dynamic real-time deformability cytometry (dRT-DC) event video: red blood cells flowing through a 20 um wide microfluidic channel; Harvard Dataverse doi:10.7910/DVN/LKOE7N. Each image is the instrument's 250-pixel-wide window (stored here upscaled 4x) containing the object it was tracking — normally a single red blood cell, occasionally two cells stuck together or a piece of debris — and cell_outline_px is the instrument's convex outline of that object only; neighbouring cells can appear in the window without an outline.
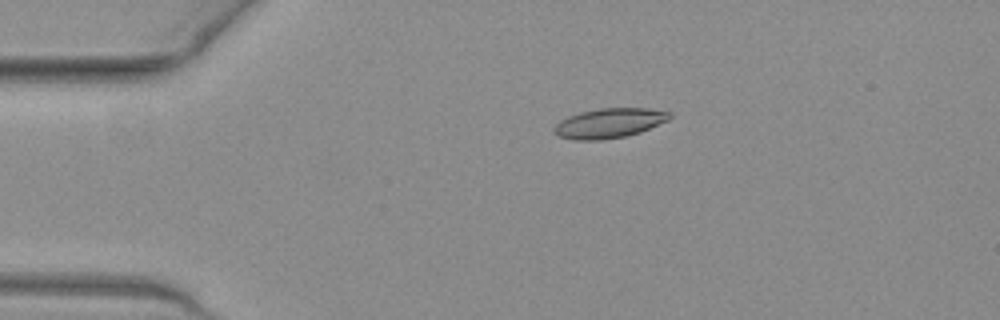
{"species": "common noctule bat (a hibernating species)", "species_latin": "Nyctalus noctula", "temperature_condition": "warm", "stored_images_in_passage": 42, "camera_frame_rate_fps": 3000, "um_per_image_px": 0.085, "animal": {"sex": "female", "body_mass_g": 19.3, "forearm_length_mm": 54.1}, "frame": {"image": 1, "passage_image": 1, "time_ms": 0.0, "image_size_px": [1000, 320], "cell_outline_px": [[672, 116], [668, 120], [640, 132], [624, 136], [600, 140], [572, 140], [560, 136], [552, 132], [552, 128], [560, 120], [568, 116], [580, 112], [600, 108], [648, 108], [672, 112]], "centroid_in_image_um": [51.77, 10.46], "position_along_channel_um": 33.2, "area_um2": 20.06}}
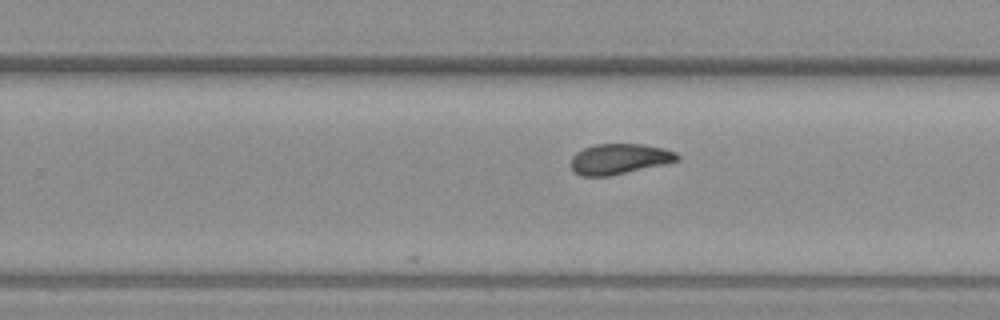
{"frame": {"image": 2, "passage_image": 23, "time_ms": 7.333, "image_size_px": [1000, 320], "cell_outline_px": [[680, 160], [664, 164], [608, 176], [580, 176], [572, 168], [572, 156], [576, 152], [584, 148], [596, 144], [644, 144], [664, 148], [676, 152], [680, 156]], "centroid_in_image_um": [52.67, 13.5], "position_along_channel_um": 277.1, "area_um2": 18.79}}
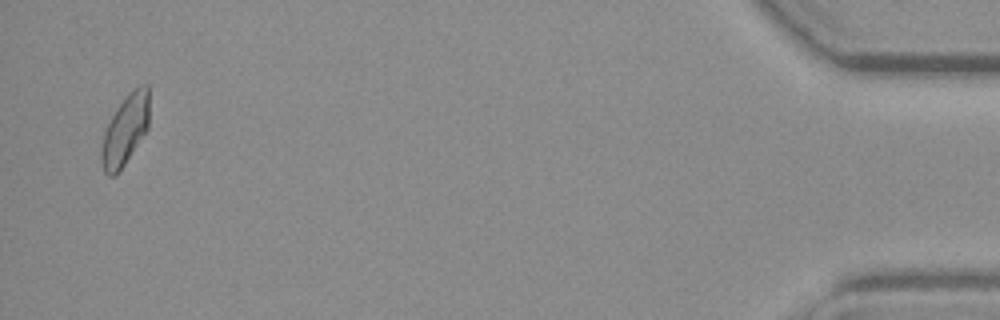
{"frame": {"image": 3, "passage_image": 41, "time_ms": 13.333, "image_size_px": [1000, 320], "cell_outline_px": [[148, 128], [124, 164], [112, 176], [108, 176], [104, 172], [100, 160], [100, 152], [104, 132], [112, 116], [128, 92], [132, 88], [140, 84], [148, 84]], "centroid_in_image_um": [10.63, 11.02], "position_along_channel_um": 424.6, "area_um2": 19.25}, "authors_computed_cell_mechanics": {"area_um2": 19.3341, "velocity_mm_per_s": 3.9681, "shape_relaxation_time_tau1_ms": null, "shape_relaxation_time_tau2_ms": 1.5279, "deformation_change_tau1": null, "deformation_change_tau2": 0.0742}}